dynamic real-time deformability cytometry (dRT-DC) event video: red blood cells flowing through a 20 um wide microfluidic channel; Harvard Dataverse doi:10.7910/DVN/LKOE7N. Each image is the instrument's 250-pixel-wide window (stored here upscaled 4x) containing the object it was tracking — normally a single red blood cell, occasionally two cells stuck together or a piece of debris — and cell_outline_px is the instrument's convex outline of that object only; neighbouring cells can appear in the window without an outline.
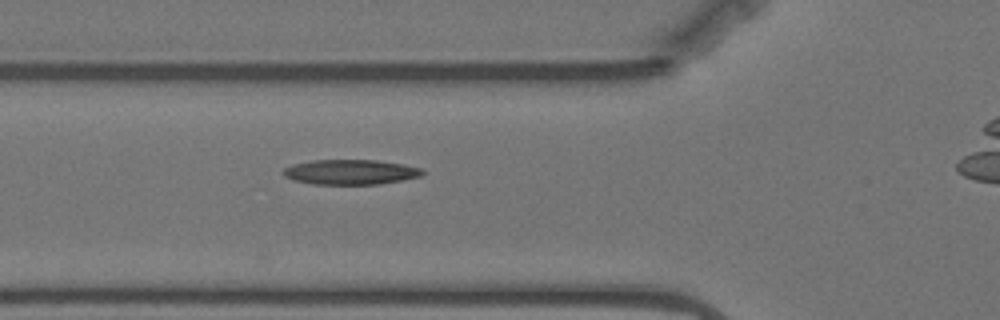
{"species": "Egyptian fruit bat (a non-hibernating species)", "species_latin": "Rousettus aegyptiacus", "temperature_condition": "warm", "stored_images_in_passage": 31, "camera_frame_rate_fps": 3000, "um_per_image_px": 0.085, "animal": {"sex": "female"}, "frame": {"image": 1, "passage_image": 4, "time_ms": 1.0, "image_size_px": [1000, 320], "cell_outline_px": [[424, 172], [420, 176], [380, 184], [312, 184], [292, 180], [284, 176], [280, 172], [284, 168], [292, 164], [312, 160], [376, 160], [404, 164], [424, 168]], "centroid_in_image_um": [29.76, 14.62], "position_along_channel_um": 96.0, "area_um2": 20.4}}
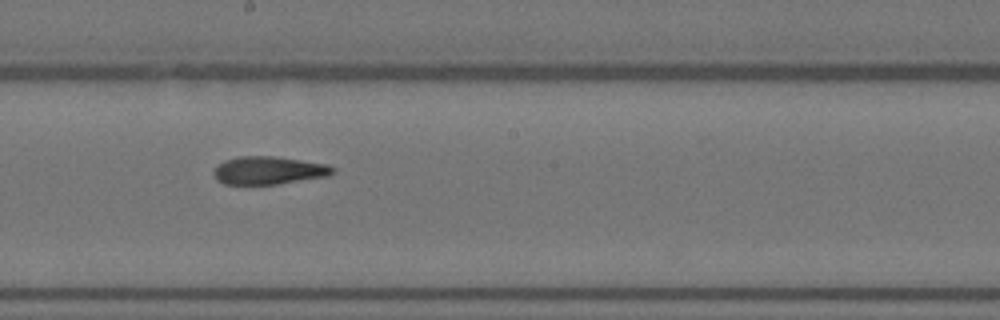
{"frame": {"image": 2, "passage_image": 15, "time_ms": 4.667, "image_size_px": [1000, 320], "cell_outline_px": [[336, 172], [328, 176], [276, 184], [224, 184], [216, 180], [212, 172], [224, 160], [240, 156], [272, 156], [328, 164], [336, 168]], "centroid_in_image_um": [22.85, 14.48], "position_along_channel_um": 225.3, "area_um2": 19.36}}
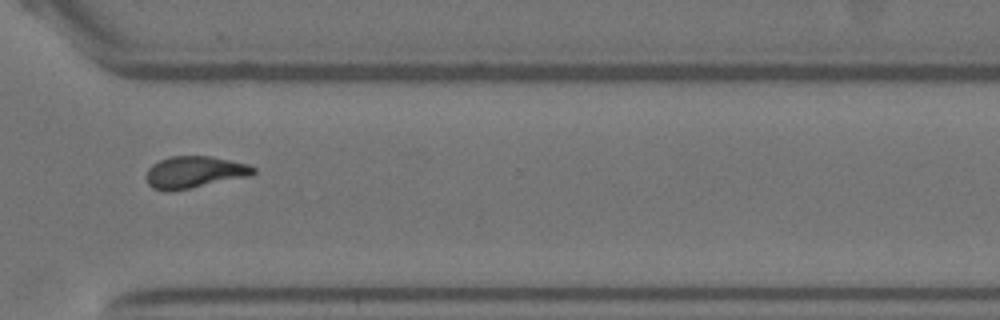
{"frame": {"image": 3, "passage_image": 26, "time_ms": 8.333, "image_size_px": [1000, 320], "cell_outline_px": [[256, 172], [252, 176], [172, 192], [164, 192], [152, 188], [148, 184], [144, 176], [148, 168], [152, 164], [160, 160], [172, 156], [208, 156], [248, 164], [256, 168]], "centroid_in_image_um": [16.5, 14.66], "position_along_channel_um": 354.1, "area_um2": 20.29}}